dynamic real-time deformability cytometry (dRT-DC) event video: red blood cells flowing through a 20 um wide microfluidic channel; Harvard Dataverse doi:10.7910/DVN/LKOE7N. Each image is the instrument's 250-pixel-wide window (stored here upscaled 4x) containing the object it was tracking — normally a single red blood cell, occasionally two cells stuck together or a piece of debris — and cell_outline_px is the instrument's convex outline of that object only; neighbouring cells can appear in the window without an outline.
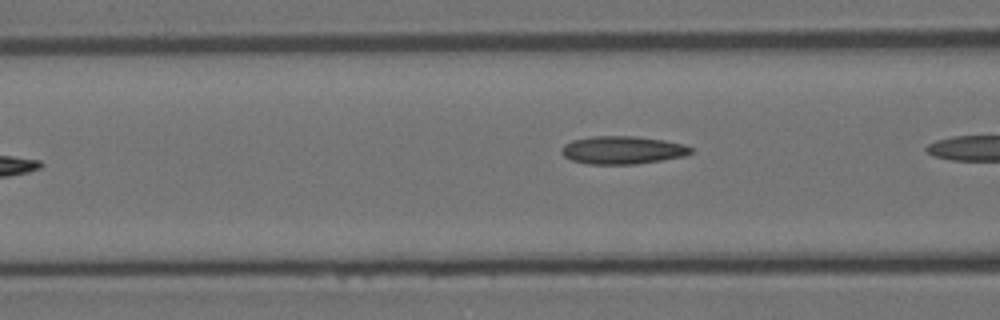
{"species": "Egyptian fruit bat (a non-hibernating species)", "species_latin": "Rousettus aegyptiacus", "temperature_condition": "room temperature", "stored_images_in_passage": 6, "camera_frame_rate_fps": 3000, "um_per_image_px": 0.085, "animal": {"sex": "female"}, "frame": {"image": 1, "passage_image": 5, "time_ms": 1.333, "image_size_px": [1000, 320], "cell_outline_px": [[696, 152], [684, 156], [636, 164], [588, 164], [572, 160], [564, 156], [560, 152], [560, 148], [564, 144], [572, 140], [592, 136], [636, 136], [664, 140], [684, 144], [692, 148]], "centroid_in_image_um": [52.91, 12.75], "position_along_channel_um": 113.7, "area_um2": 21.21}}